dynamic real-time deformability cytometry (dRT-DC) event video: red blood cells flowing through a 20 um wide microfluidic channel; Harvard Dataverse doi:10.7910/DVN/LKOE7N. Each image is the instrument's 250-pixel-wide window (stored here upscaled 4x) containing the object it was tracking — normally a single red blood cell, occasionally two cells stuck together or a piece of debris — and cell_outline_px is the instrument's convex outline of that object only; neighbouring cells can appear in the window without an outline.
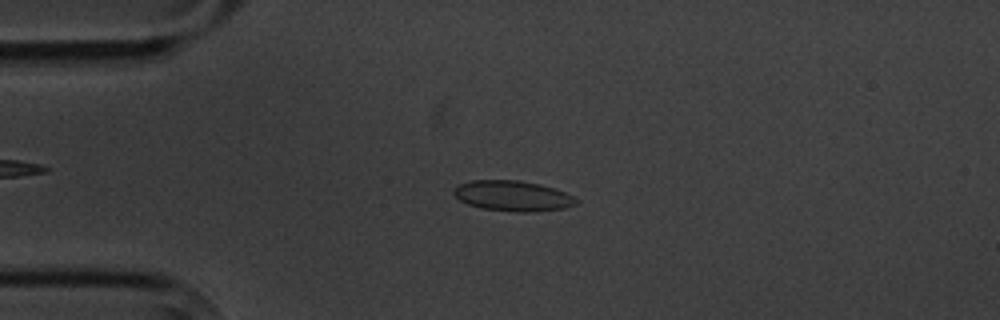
{"species": "common noctule bat (a hibernating species)", "species_latin": "Nyctalus noctula", "temperature_condition": "cold", "stored_images_in_passage": 3, "camera_frame_rate_fps": 3000, "um_per_image_px": 0.085, "animal": {"sex": "male", "body_mass_g": 20.1, "forearm_length_mm": 53.5}, "frame": {"image": 1, "passage_image": 3, "time_ms": 2.333, "image_size_px": [1000, 320], "cell_outline_px": [[576, 204], [564, 208], [536, 212], [516, 212], [484, 208], [468, 204], [460, 200], [452, 192], [460, 184], [472, 180], [516, 180], [540, 184], [564, 192], [572, 196], [576, 200]], "centroid_in_image_um": [43.58, 16.65], "position_along_channel_um": 41.4, "area_um2": 21.39}}